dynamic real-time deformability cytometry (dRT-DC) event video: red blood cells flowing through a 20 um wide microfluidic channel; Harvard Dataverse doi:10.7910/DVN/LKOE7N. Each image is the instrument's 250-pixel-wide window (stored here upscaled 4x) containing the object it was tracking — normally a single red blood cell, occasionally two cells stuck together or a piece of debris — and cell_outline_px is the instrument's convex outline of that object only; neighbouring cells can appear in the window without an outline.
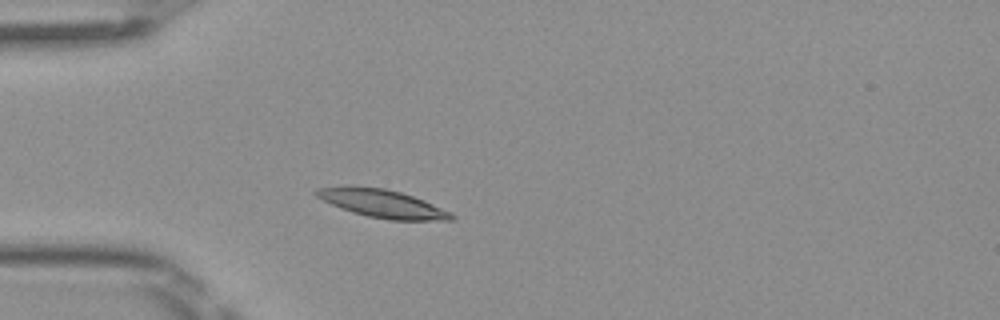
{"species": "Egyptian fruit bat (a non-hibernating species)", "species_latin": "Rousettus aegyptiacus", "temperature_condition": "room temperature", "stored_images_in_passage": 3, "camera_frame_rate_fps": 3000, "um_per_image_px": 0.085, "frame": {"image": 1, "passage_image": 3, "time_ms": 0.667, "image_size_px": [1000, 320], "cell_outline_px": [[456, 220], [388, 220], [368, 216], [352, 212], [340, 208], [316, 196], [312, 192], [316, 188], [344, 184], [384, 188], [400, 192], [424, 200], [452, 212], [456, 216]], "centroid_in_image_um": [32.47, 17.28], "position_along_channel_um": 52.5, "area_um2": 22.48}}